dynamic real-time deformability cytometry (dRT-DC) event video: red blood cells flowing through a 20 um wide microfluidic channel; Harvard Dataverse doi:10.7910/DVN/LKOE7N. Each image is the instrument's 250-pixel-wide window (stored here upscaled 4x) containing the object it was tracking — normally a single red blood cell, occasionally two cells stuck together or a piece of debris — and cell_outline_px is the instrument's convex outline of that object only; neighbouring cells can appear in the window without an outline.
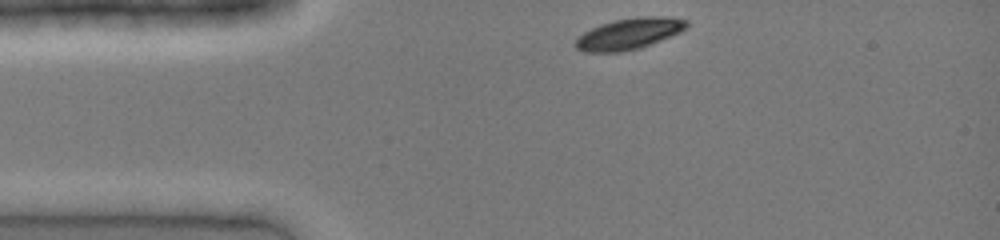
{"species": "common noctule bat (a hibernating species)", "species_latin": "Nyctalus noctula", "temperature_condition": "cold", "stored_images_in_passage": 30, "camera_frame_rate_fps": 3000, "um_per_image_px": 0.085, "animal": {"sex": "female", "body_mass_g": 19.0, "forearm_length_mm": 51.5}, "frame": {"image": 1, "passage_image": 1, "time_ms": 0.0, "image_size_px": [1000, 240], "cell_outline_px": [[688, 28], [680, 32], [640, 48], [620, 52], [584, 52], [576, 48], [572, 44], [584, 32], [600, 24], [616, 20], [636, 16], [672, 16], [688, 20]], "centroid_in_image_um": [53.49, 2.85], "position_along_channel_um": 31.5, "area_um2": 20.35}}
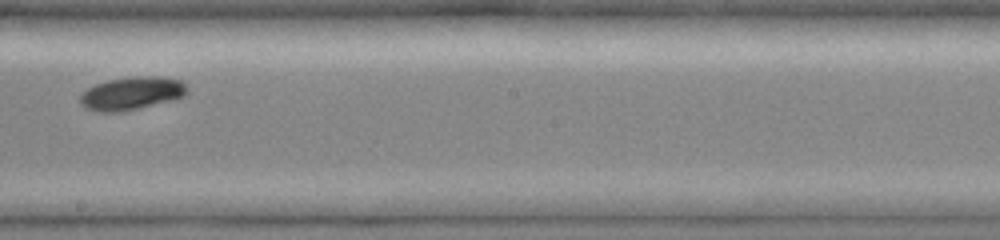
{"frame": {"image": 2, "passage_image": 17, "time_ms": 5.333, "image_size_px": [1000, 240], "cell_outline_px": [[188, 92], [184, 96], [120, 112], [100, 112], [84, 108], [80, 104], [80, 96], [88, 88], [96, 84], [108, 80], [132, 76], [160, 76], [184, 80], [188, 88]], "centroid_in_image_um": [11.2, 7.91], "position_along_channel_um": 237.0, "area_um2": 20.52}}
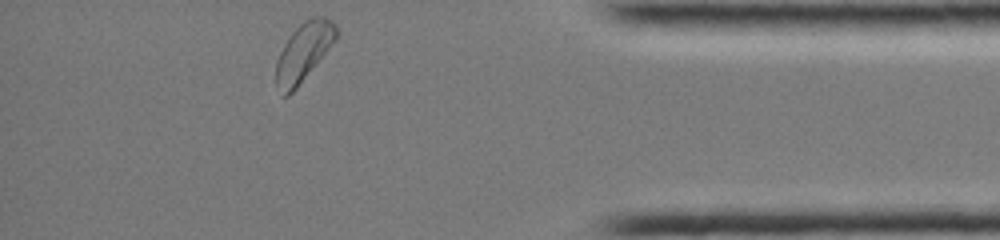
{"frame": {"image": 3, "passage_image": 30, "time_ms": 9.667, "image_size_px": [1000, 240], "cell_outline_px": [[340, 32], [336, 40], [296, 88], [288, 96], [284, 96], [276, 84], [276, 60], [284, 44], [292, 32], [304, 20], [312, 16], [324, 16], [332, 20], [336, 24]], "centroid_in_image_um": [25.84, 4.37], "position_along_channel_um": 409.4, "area_um2": 20.46}}